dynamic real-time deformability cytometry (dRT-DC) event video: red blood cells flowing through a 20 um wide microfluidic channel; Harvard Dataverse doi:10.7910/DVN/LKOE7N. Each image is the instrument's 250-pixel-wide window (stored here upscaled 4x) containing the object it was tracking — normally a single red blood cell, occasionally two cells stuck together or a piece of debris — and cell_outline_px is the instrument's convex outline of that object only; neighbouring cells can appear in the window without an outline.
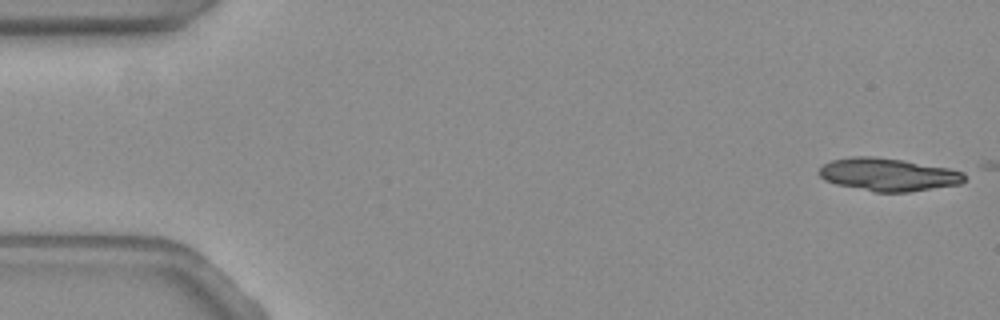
{"species": "common noctule bat (a hibernating species)", "species_latin": "Nyctalus noctula", "temperature_condition": "warm", "stored_images_in_passage": 3, "camera_frame_rate_fps": 3000, "um_per_image_px": 0.085, "animal": {"sex": "female", "body_mass_g": 19.3, "forearm_length_mm": 54.1}, "frame": {"image": 1, "passage_image": 1, "time_ms": 0.0, "image_size_px": [1000, 320], "cell_outline_px": [[964, 180], [960, 184], [908, 192], [876, 192], [836, 184], [824, 180], [820, 176], [820, 168], [824, 164], [832, 160], [852, 156], [868, 156], [900, 160], [948, 168], [964, 172]], "centroid_in_image_um": [75.48, 14.84], "position_along_channel_um": 9.5, "area_um2": 27.46}}